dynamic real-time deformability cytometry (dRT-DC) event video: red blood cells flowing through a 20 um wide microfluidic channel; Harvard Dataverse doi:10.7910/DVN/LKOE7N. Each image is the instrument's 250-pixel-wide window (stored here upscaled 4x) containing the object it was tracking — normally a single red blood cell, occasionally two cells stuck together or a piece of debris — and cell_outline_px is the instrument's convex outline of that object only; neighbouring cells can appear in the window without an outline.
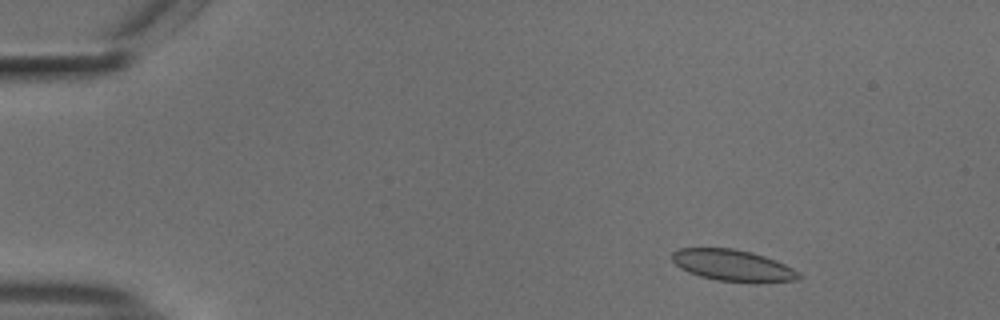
{"species": "common noctule bat (a hibernating species)", "species_latin": "Nyctalus noctula", "temperature_condition": "cold", "stored_images_in_passage": 53, "camera_frame_rate_fps": 3000, "um_per_image_px": 0.085, "animal": {"sex": "male", "body_mass_g": 18.8}, "frame": {"image": 1, "passage_image": 6, "time_ms": 1.667, "image_size_px": [1000, 320], "cell_outline_px": [[804, 276], [796, 280], [760, 284], [752, 284], [716, 280], [700, 276], [688, 272], [680, 268], [672, 260], [672, 252], [680, 248], [736, 248], [752, 252], [776, 260], [792, 268]], "centroid_in_image_um": [62.34, 22.59], "position_along_channel_um": 22.7, "area_um2": 23.76}}
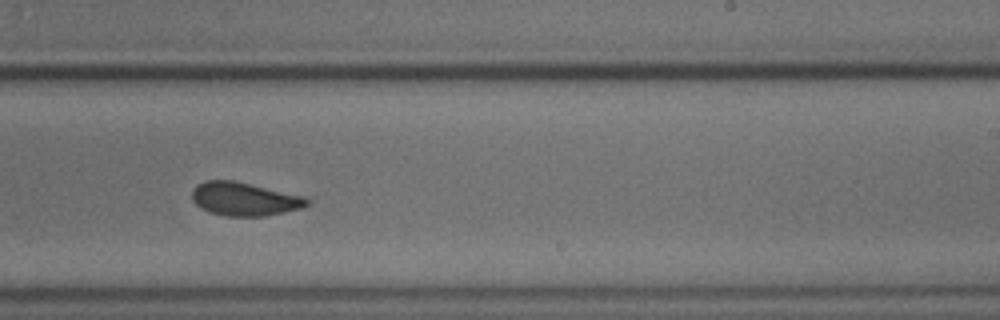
{"frame": {"image": 2, "passage_image": 33, "time_ms": 10.667, "image_size_px": [1000, 320], "cell_outline_px": [[308, 204], [300, 208], [264, 216], [228, 216], [212, 212], [200, 208], [192, 200], [192, 192], [196, 184], [204, 180], [236, 180], [304, 196], [308, 200]], "centroid_in_image_um": [20.73, 16.89], "position_along_channel_um": 268.3, "area_um2": 22.31}}
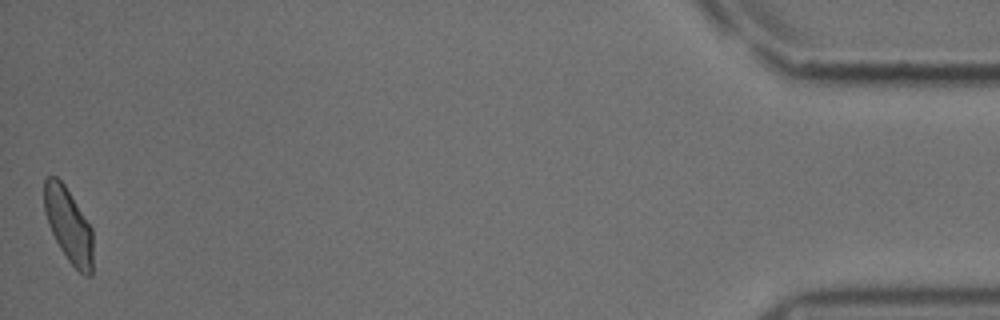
{"frame": {"image": 3, "passage_image": 53, "time_ms": 17.333, "image_size_px": [1000, 320], "cell_outline_px": [[92, 276], [84, 276], [68, 260], [60, 248], [48, 224], [44, 212], [44, 180], [48, 176], [56, 176], [64, 184], [92, 228]], "centroid_in_image_um": [5.82, 19.14], "position_along_channel_um": 429.4, "area_um2": 20.98}, "authors_computed_cell_mechanics": {"area_um2": 22.6576, "velocity_mm_per_s": 3.7141, "shape_relaxation_time_tau1_ms": 4.1995, "shape_relaxation_time_tau2_ms": 1.2503, "deformation_change_tau1": 0.0791, "deformation_change_tau2": 0.0454}}